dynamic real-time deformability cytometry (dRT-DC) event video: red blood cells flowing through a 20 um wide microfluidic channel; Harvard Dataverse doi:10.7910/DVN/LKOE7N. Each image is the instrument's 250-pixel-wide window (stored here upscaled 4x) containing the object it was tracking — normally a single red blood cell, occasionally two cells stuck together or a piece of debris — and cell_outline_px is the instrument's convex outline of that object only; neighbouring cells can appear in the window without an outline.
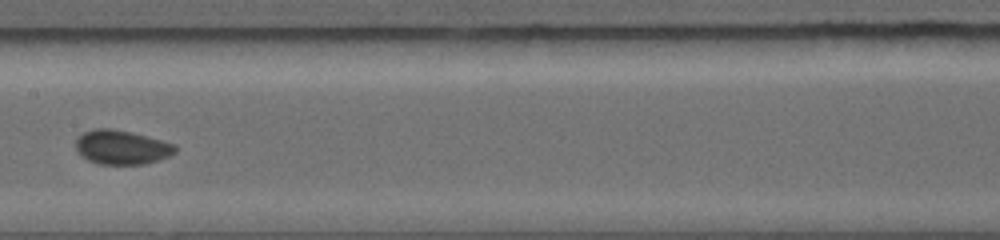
{"species": "common noctule bat (a hibernating species)", "species_latin": "Nyctalus noctula", "temperature_condition": "warm", "stored_images_in_passage": 10, "camera_frame_rate_fps": 5000, "um_per_image_px": 0.085, "animal": {"sex": "female", "body_mass_g": 19.0, "forearm_length_mm": 56.7}, "frame": {"image": 1, "passage_image": 9, "time_ms": 3.8, "image_size_px": [1000, 240], "cell_outline_px": [[176, 152], [160, 160], [144, 164], [100, 164], [88, 160], [80, 156], [76, 152], [76, 140], [84, 132], [100, 128], [104, 128], [128, 132], [144, 136], [172, 144], [176, 148]], "centroid_in_image_um": [10.3, 12.55], "position_along_channel_um": 197.1, "area_um2": 19.36}}
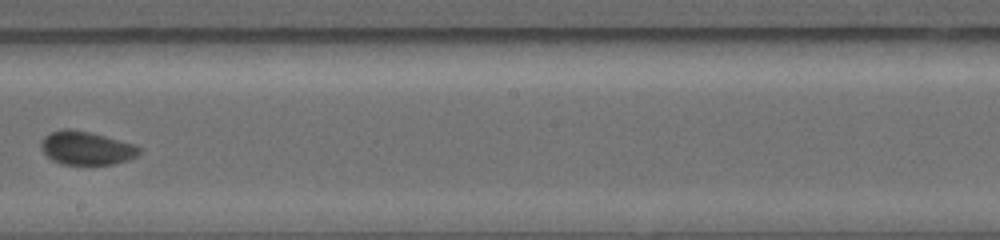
{"frame": {"image": 2, "passage_image": 10, "time_ms": 4.8, "image_size_px": [1000, 240], "cell_outline_px": [[140, 152], [136, 156], [128, 160], [116, 164], [60, 164], [52, 160], [40, 148], [40, 144], [52, 132], [88, 132], [132, 144], [140, 148]], "centroid_in_image_um": [7.38, 12.65], "position_along_channel_um": 240.8, "area_um2": 18.09}}